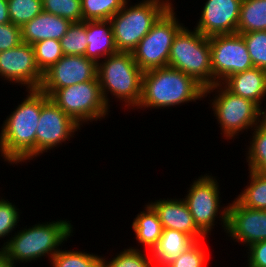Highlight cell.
<instances>
[{"label": "cell", "mask_w": 266, "mask_h": 267, "mask_svg": "<svg viewBox=\"0 0 266 267\" xmlns=\"http://www.w3.org/2000/svg\"><path fill=\"white\" fill-rule=\"evenodd\" d=\"M213 85L254 67L244 38L239 33L209 37Z\"/></svg>", "instance_id": "12"}, {"label": "cell", "mask_w": 266, "mask_h": 267, "mask_svg": "<svg viewBox=\"0 0 266 267\" xmlns=\"http://www.w3.org/2000/svg\"><path fill=\"white\" fill-rule=\"evenodd\" d=\"M86 36L88 45L85 56L96 64L118 52L110 20L86 21Z\"/></svg>", "instance_id": "20"}, {"label": "cell", "mask_w": 266, "mask_h": 267, "mask_svg": "<svg viewBox=\"0 0 266 267\" xmlns=\"http://www.w3.org/2000/svg\"><path fill=\"white\" fill-rule=\"evenodd\" d=\"M232 94L251 100L261 109L266 98V71L253 67L227 77L221 83Z\"/></svg>", "instance_id": "18"}, {"label": "cell", "mask_w": 266, "mask_h": 267, "mask_svg": "<svg viewBox=\"0 0 266 267\" xmlns=\"http://www.w3.org/2000/svg\"><path fill=\"white\" fill-rule=\"evenodd\" d=\"M194 242L186 233L174 229H163L158 244L151 251L155 267H163Z\"/></svg>", "instance_id": "21"}, {"label": "cell", "mask_w": 266, "mask_h": 267, "mask_svg": "<svg viewBox=\"0 0 266 267\" xmlns=\"http://www.w3.org/2000/svg\"><path fill=\"white\" fill-rule=\"evenodd\" d=\"M203 240L195 241L183 253L171 259L163 267H207L208 256Z\"/></svg>", "instance_id": "32"}, {"label": "cell", "mask_w": 266, "mask_h": 267, "mask_svg": "<svg viewBox=\"0 0 266 267\" xmlns=\"http://www.w3.org/2000/svg\"><path fill=\"white\" fill-rule=\"evenodd\" d=\"M16 264L0 250V267H16Z\"/></svg>", "instance_id": "39"}, {"label": "cell", "mask_w": 266, "mask_h": 267, "mask_svg": "<svg viewBox=\"0 0 266 267\" xmlns=\"http://www.w3.org/2000/svg\"><path fill=\"white\" fill-rule=\"evenodd\" d=\"M248 173L249 182L235 199L245 207L266 210V175L250 170Z\"/></svg>", "instance_id": "25"}, {"label": "cell", "mask_w": 266, "mask_h": 267, "mask_svg": "<svg viewBox=\"0 0 266 267\" xmlns=\"http://www.w3.org/2000/svg\"><path fill=\"white\" fill-rule=\"evenodd\" d=\"M70 222L67 219H57L38 222L29 228L26 225L11 235L1 251L17 264L32 263L45 256L50 261L65 241L73 236L75 228Z\"/></svg>", "instance_id": "3"}, {"label": "cell", "mask_w": 266, "mask_h": 267, "mask_svg": "<svg viewBox=\"0 0 266 267\" xmlns=\"http://www.w3.org/2000/svg\"><path fill=\"white\" fill-rule=\"evenodd\" d=\"M97 76V64L81 55H64L43 74L40 90L48 97L60 88H65Z\"/></svg>", "instance_id": "14"}, {"label": "cell", "mask_w": 266, "mask_h": 267, "mask_svg": "<svg viewBox=\"0 0 266 267\" xmlns=\"http://www.w3.org/2000/svg\"><path fill=\"white\" fill-rule=\"evenodd\" d=\"M97 77L105 103L110 109V96L125 108L136 109L142 95L143 71L130 52H117L97 64ZM109 94V95H108ZM124 102V103H123Z\"/></svg>", "instance_id": "4"}, {"label": "cell", "mask_w": 266, "mask_h": 267, "mask_svg": "<svg viewBox=\"0 0 266 267\" xmlns=\"http://www.w3.org/2000/svg\"><path fill=\"white\" fill-rule=\"evenodd\" d=\"M242 0H206L194 29L206 37L237 33Z\"/></svg>", "instance_id": "16"}, {"label": "cell", "mask_w": 266, "mask_h": 267, "mask_svg": "<svg viewBox=\"0 0 266 267\" xmlns=\"http://www.w3.org/2000/svg\"><path fill=\"white\" fill-rule=\"evenodd\" d=\"M131 227L138 241L136 243L148 248L150 252L158 244L163 231L157 213L148 203H145L144 210L136 215Z\"/></svg>", "instance_id": "22"}, {"label": "cell", "mask_w": 266, "mask_h": 267, "mask_svg": "<svg viewBox=\"0 0 266 267\" xmlns=\"http://www.w3.org/2000/svg\"><path fill=\"white\" fill-rule=\"evenodd\" d=\"M80 129L81 126L73 118L41 91V112L35 137V159L71 140L70 138H73Z\"/></svg>", "instance_id": "11"}, {"label": "cell", "mask_w": 266, "mask_h": 267, "mask_svg": "<svg viewBox=\"0 0 266 267\" xmlns=\"http://www.w3.org/2000/svg\"><path fill=\"white\" fill-rule=\"evenodd\" d=\"M174 5L157 20L132 52L134 61L143 72L168 66L174 38L185 26L176 17Z\"/></svg>", "instance_id": "10"}, {"label": "cell", "mask_w": 266, "mask_h": 267, "mask_svg": "<svg viewBox=\"0 0 266 267\" xmlns=\"http://www.w3.org/2000/svg\"><path fill=\"white\" fill-rule=\"evenodd\" d=\"M49 98L82 127L105 119L111 112L97 76L91 81L55 90Z\"/></svg>", "instance_id": "9"}, {"label": "cell", "mask_w": 266, "mask_h": 267, "mask_svg": "<svg viewBox=\"0 0 266 267\" xmlns=\"http://www.w3.org/2000/svg\"><path fill=\"white\" fill-rule=\"evenodd\" d=\"M9 22L8 2L7 0H0V24H7Z\"/></svg>", "instance_id": "38"}, {"label": "cell", "mask_w": 266, "mask_h": 267, "mask_svg": "<svg viewBox=\"0 0 266 267\" xmlns=\"http://www.w3.org/2000/svg\"><path fill=\"white\" fill-rule=\"evenodd\" d=\"M142 246L138 249L136 246L124 248L117 252L113 258L103 256V267H155L151 252L145 254ZM105 257V258H104ZM108 260V261H107Z\"/></svg>", "instance_id": "27"}, {"label": "cell", "mask_w": 266, "mask_h": 267, "mask_svg": "<svg viewBox=\"0 0 266 267\" xmlns=\"http://www.w3.org/2000/svg\"><path fill=\"white\" fill-rule=\"evenodd\" d=\"M10 22L22 27L43 11L42 0H7Z\"/></svg>", "instance_id": "30"}, {"label": "cell", "mask_w": 266, "mask_h": 267, "mask_svg": "<svg viewBox=\"0 0 266 267\" xmlns=\"http://www.w3.org/2000/svg\"><path fill=\"white\" fill-rule=\"evenodd\" d=\"M26 97L3 121L0 157L9 165L35 160V137L41 112V90L26 89ZM34 158V159H33Z\"/></svg>", "instance_id": "1"}, {"label": "cell", "mask_w": 266, "mask_h": 267, "mask_svg": "<svg viewBox=\"0 0 266 267\" xmlns=\"http://www.w3.org/2000/svg\"><path fill=\"white\" fill-rule=\"evenodd\" d=\"M211 93L214 98L209 100L210 105L225 140L234 141L239 138L236 136L248 129L251 131L266 117V109L262 110L251 100L232 94L221 83L206 88L204 98Z\"/></svg>", "instance_id": "6"}, {"label": "cell", "mask_w": 266, "mask_h": 267, "mask_svg": "<svg viewBox=\"0 0 266 267\" xmlns=\"http://www.w3.org/2000/svg\"><path fill=\"white\" fill-rule=\"evenodd\" d=\"M63 55L85 56L87 47L86 21L72 22L66 34L60 39Z\"/></svg>", "instance_id": "29"}, {"label": "cell", "mask_w": 266, "mask_h": 267, "mask_svg": "<svg viewBox=\"0 0 266 267\" xmlns=\"http://www.w3.org/2000/svg\"><path fill=\"white\" fill-rule=\"evenodd\" d=\"M204 95L205 88L189 75L169 66L160 67L143 72L141 100L135 110L169 109L203 101Z\"/></svg>", "instance_id": "2"}, {"label": "cell", "mask_w": 266, "mask_h": 267, "mask_svg": "<svg viewBox=\"0 0 266 267\" xmlns=\"http://www.w3.org/2000/svg\"><path fill=\"white\" fill-rule=\"evenodd\" d=\"M33 47L37 65L43 73L64 56L60 41L55 39L38 41Z\"/></svg>", "instance_id": "31"}, {"label": "cell", "mask_w": 266, "mask_h": 267, "mask_svg": "<svg viewBox=\"0 0 266 267\" xmlns=\"http://www.w3.org/2000/svg\"><path fill=\"white\" fill-rule=\"evenodd\" d=\"M21 43V27L11 22L0 24V52L14 48Z\"/></svg>", "instance_id": "36"}, {"label": "cell", "mask_w": 266, "mask_h": 267, "mask_svg": "<svg viewBox=\"0 0 266 267\" xmlns=\"http://www.w3.org/2000/svg\"><path fill=\"white\" fill-rule=\"evenodd\" d=\"M168 66L189 75L205 89L213 86L209 37L184 26L174 38Z\"/></svg>", "instance_id": "7"}, {"label": "cell", "mask_w": 266, "mask_h": 267, "mask_svg": "<svg viewBox=\"0 0 266 267\" xmlns=\"http://www.w3.org/2000/svg\"><path fill=\"white\" fill-rule=\"evenodd\" d=\"M50 267H103V256L62 248L50 260Z\"/></svg>", "instance_id": "26"}, {"label": "cell", "mask_w": 266, "mask_h": 267, "mask_svg": "<svg viewBox=\"0 0 266 267\" xmlns=\"http://www.w3.org/2000/svg\"><path fill=\"white\" fill-rule=\"evenodd\" d=\"M172 0H127L109 20L118 52L132 53L157 20L173 5ZM130 2V3H129Z\"/></svg>", "instance_id": "5"}, {"label": "cell", "mask_w": 266, "mask_h": 267, "mask_svg": "<svg viewBox=\"0 0 266 267\" xmlns=\"http://www.w3.org/2000/svg\"><path fill=\"white\" fill-rule=\"evenodd\" d=\"M43 11L68 19L82 21L81 0H42Z\"/></svg>", "instance_id": "34"}, {"label": "cell", "mask_w": 266, "mask_h": 267, "mask_svg": "<svg viewBox=\"0 0 266 267\" xmlns=\"http://www.w3.org/2000/svg\"><path fill=\"white\" fill-rule=\"evenodd\" d=\"M246 250L247 267H266V240L251 244Z\"/></svg>", "instance_id": "37"}, {"label": "cell", "mask_w": 266, "mask_h": 267, "mask_svg": "<svg viewBox=\"0 0 266 267\" xmlns=\"http://www.w3.org/2000/svg\"><path fill=\"white\" fill-rule=\"evenodd\" d=\"M148 204L157 213L163 229H174L189 235L194 241L206 240V236L197 228L192 214L182 198H167L150 201Z\"/></svg>", "instance_id": "17"}, {"label": "cell", "mask_w": 266, "mask_h": 267, "mask_svg": "<svg viewBox=\"0 0 266 267\" xmlns=\"http://www.w3.org/2000/svg\"><path fill=\"white\" fill-rule=\"evenodd\" d=\"M43 72L39 69L33 45L22 42L18 46L0 52V78L8 83L39 89Z\"/></svg>", "instance_id": "13"}, {"label": "cell", "mask_w": 266, "mask_h": 267, "mask_svg": "<svg viewBox=\"0 0 266 267\" xmlns=\"http://www.w3.org/2000/svg\"><path fill=\"white\" fill-rule=\"evenodd\" d=\"M228 203L226 234L243 246L266 240V210L251 209L235 198ZM245 244V245H244Z\"/></svg>", "instance_id": "15"}, {"label": "cell", "mask_w": 266, "mask_h": 267, "mask_svg": "<svg viewBox=\"0 0 266 267\" xmlns=\"http://www.w3.org/2000/svg\"><path fill=\"white\" fill-rule=\"evenodd\" d=\"M20 211L13 202L8 201L3 196L0 198V240L3 239L4 241L0 250L7 244L10 235L16 232L17 223H19L20 215L22 214Z\"/></svg>", "instance_id": "33"}, {"label": "cell", "mask_w": 266, "mask_h": 267, "mask_svg": "<svg viewBox=\"0 0 266 267\" xmlns=\"http://www.w3.org/2000/svg\"><path fill=\"white\" fill-rule=\"evenodd\" d=\"M250 133L252 136L245 154L248 170L266 175V117Z\"/></svg>", "instance_id": "24"}, {"label": "cell", "mask_w": 266, "mask_h": 267, "mask_svg": "<svg viewBox=\"0 0 266 267\" xmlns=\"http://www.w3.org/2000/svg\"><path fill=\"white\" fill-rule=\"evenodd\" d=\"M216 177L212 176V173L198 176L192 181L183 198L195 225L208 238L218 219L221 222L220 225L222 224V231L226 233L227 229L228 205H221L219 179Z\"/></svg>", "instance_id": "8"}, {"label": "cell", "mask_w": 266, "mask_h": 267, "mask_svg": "<svg viewBox=\"0 0 266 267\" xmlns=\"http://www.w3.org/2000/svg\"><path fill=\"white\" fill-rule=\"evenodd\" d=\"M71 23L68 19L42 11L21 27L22 42L33 45L47 39L60 41Z\"/></svg>", "instance_id": "19"}, {"label": "cell", "mask_w": 266, "mask_h": 267, "mask_svg": "<svg viewBox=\"0 0 266 267\" xmlns=\"http://www.w3.org/2000/svg\"><path fill=\"white\" fill-rule=\"evenodd\" d=\"M246 43L254 67L266 71V31L240 34Z\"/></svg>", "instance_id": "35"}, {"label": "cell", "mask_w": 266, "mask_h": 267, "mask_svg": "<svg viewBox=\"0 0 266 267\" xmlns=\"http://www.w3.org/2000/svg\"><path fill=\"white\" fill-rule=\"evenodd\" d=\"M127 0H81L82 21L109 20Z\"/></svg>", "instance_id": "28"}, {"label": "cell", "mask_w": 266, "mask_h": 267, "mask_svg": "<svg viewBox=\"0 0 266 267\" xmlns=\"http://www.w3.org/2000/svg\"><path fill=\"white\" fill-rule=\"evenodd\" d=\"M266 31V0H242L237 33Z\"/></svg>", "instance_id": "23"}]
</instances>
